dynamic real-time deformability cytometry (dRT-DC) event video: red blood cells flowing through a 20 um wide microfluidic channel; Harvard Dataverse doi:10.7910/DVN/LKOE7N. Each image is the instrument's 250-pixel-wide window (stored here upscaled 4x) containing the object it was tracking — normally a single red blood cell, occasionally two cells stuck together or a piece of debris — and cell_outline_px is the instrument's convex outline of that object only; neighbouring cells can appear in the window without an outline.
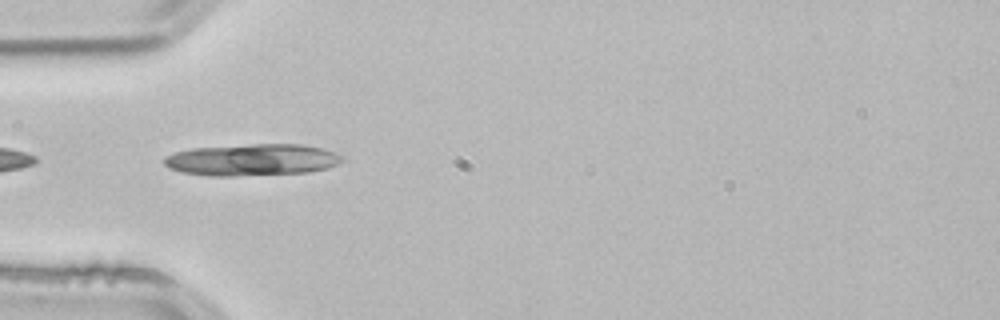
{"species": "common noctule bat (a hibernating species)", "species_latin": "Nyctalus noctula", "temperature_condition": "room temperature", "stored_images_in_passage": 1, "camera_frame_rate_fps": 3000, "um_per_image_px": 0.085, "animal": {"sex": "male", "body_mass_g": 21.5, "forearm_length_mm": 52.0}, "frame": {"image": 1, "passage_image": 1, "time_ms": 0.0, "image_size_px": [1000, 320], "cell_outline_px": [[344, 160], [328, 168], [308, 172], [232, 176], [208, 176], [180, 172], [168, 168], [164, 164], [164, 156], [176, 152], [192, 148], [252, 144], [304, 144], [320, 148], [344, 156]], "centroid_in_image_um": [21.4, 13.58], "position_along_channel_um": 63.6, "area_um2": 33.0}}